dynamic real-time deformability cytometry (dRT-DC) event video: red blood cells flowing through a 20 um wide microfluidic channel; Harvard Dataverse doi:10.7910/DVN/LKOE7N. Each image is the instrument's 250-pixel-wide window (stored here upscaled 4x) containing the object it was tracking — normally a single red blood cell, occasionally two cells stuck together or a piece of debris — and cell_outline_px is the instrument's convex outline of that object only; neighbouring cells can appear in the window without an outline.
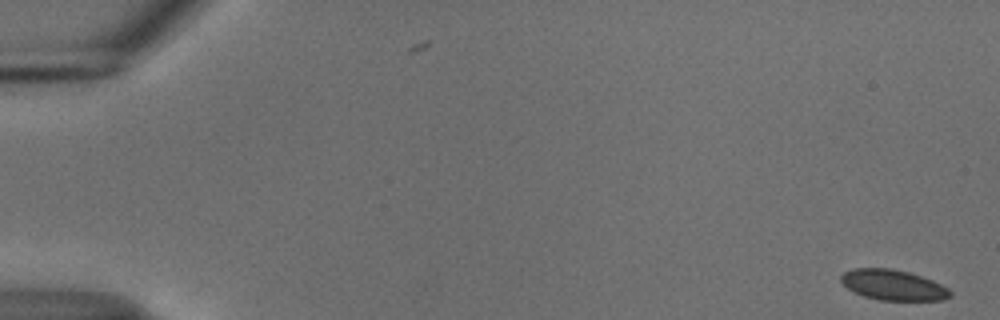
{"species": "common noctule bat (a hibernating species)", "species_latin": "Nyctalus noctula", "temperature_condition": "cold", "stored_images_in_passage": 55, "camera_frame_rate_fps": 3000, "um_per_image_px": 0.085, "animal": {"sex": "male", "body_mass_g": 18.8}, "frame": {"image": 1, "passage_image": 1, "time_ms": 0.0, "image_size_px": [1000, 320], "cell_outline_px": [[952, 296], [944, 300], [880, 300], [864, 296], [848, 288], [840, 280], [840, 276], [844, 272], [852, 268], [892, 268], [908, 272], [932, 280], [948, 288], [952, 292]], "centroid_in_image_um": [75.93, 24.22], "position_along_channel_um": 9.1, "area_um2": 19.31}}
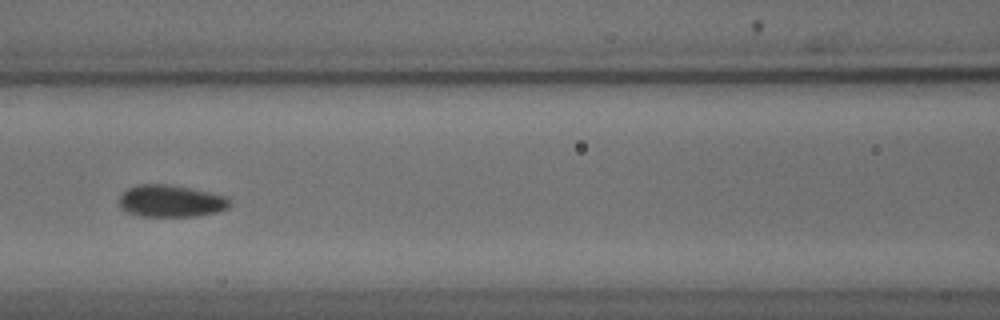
{"frame": {"image": 2, "passage_image": 25, "time_ms": 8.0, "image_size_px": [1000, 320], "cell_outline_px": [[232, 204], [228, 208], [216, 212], [196, 216], [140, 216], [124, 212], [120, 208], [120, 196], [128, 188], [140, 184], [164, 184], [212, 192], [228, 196], [232, 200]], "centroid_in_image_um": [14.56, 17.09], "position_along_channel_um": 152.0, "area_um2": 20.81}}
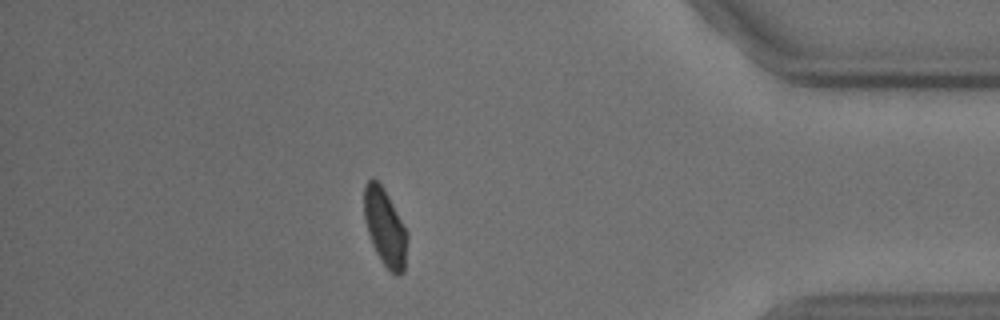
{"frame": {"image": 3, "passage_image": 48, "time_ms": 15.667, "image_size_px": [1000, 320], "cell_outline_px": [[408, 236], [404, 272], [400, 276], [396, 276], [380, 260], [372, 244], [368, 232], [364, 216], [364, 184], [372, 176], [384, 188], [408, 232]], "centroid_in_image_um": [32.73, 19.32], "position_along_channel_um": 402.5, "area_um2": 19.54}, "authors_computed_cell_mechanics": {"area_um2": 19.9988, "velocity_mm_per_s": 3.7155, "shape_relaxation_time_tau1_ms": 6.5239, "shape_relaxation_time_tau2_ms": null, "deformation_change_tau1": 0.086, "deformation_change_tau2": null}}